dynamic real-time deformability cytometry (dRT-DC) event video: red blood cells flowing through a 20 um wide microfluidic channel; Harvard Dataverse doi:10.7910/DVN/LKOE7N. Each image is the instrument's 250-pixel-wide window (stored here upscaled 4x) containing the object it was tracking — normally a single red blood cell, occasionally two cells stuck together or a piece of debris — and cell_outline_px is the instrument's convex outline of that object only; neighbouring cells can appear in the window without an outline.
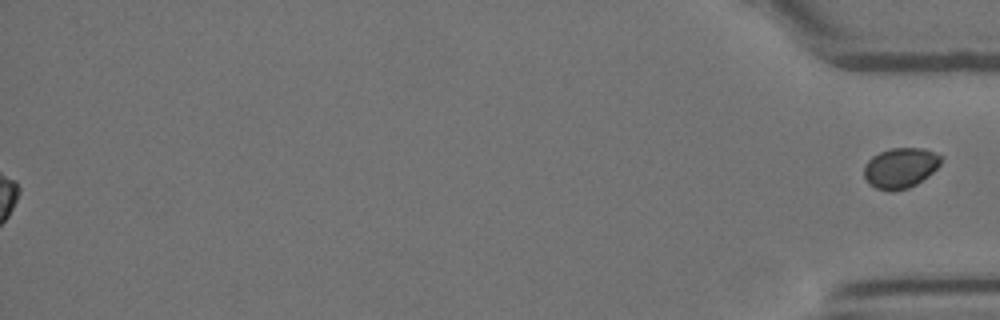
{"species": "Egyptian fruit bat (a non-hibernating species)", "species_latin": "Rousettus aegyptiacus", "temperature_condition": "room temperature", "stored_images_in_passage": 57, "segment_of_instrument_passage": [2, 2], "camera_frame_rate_fps": 3000, "um_per_image_px": 0.085, "animal": {"sex": "female"}, "frame": {"image": 1, "passage_image": 57, "time_ms": 18.667, "image_size_px": [1000, 320], "cell_outline_px": [[944, 156], [940, 164], [928, 176], [916, 184], [908, 188], [876, 188], [868, 184], [864, 176], [864, 164], [872, 156], [880, 152], [892, 148], [924, 148]], "centroid_in_image_um": [76.55, 14.22], "position_along_channel_um": 358.7, "area_um2": 17.8}}